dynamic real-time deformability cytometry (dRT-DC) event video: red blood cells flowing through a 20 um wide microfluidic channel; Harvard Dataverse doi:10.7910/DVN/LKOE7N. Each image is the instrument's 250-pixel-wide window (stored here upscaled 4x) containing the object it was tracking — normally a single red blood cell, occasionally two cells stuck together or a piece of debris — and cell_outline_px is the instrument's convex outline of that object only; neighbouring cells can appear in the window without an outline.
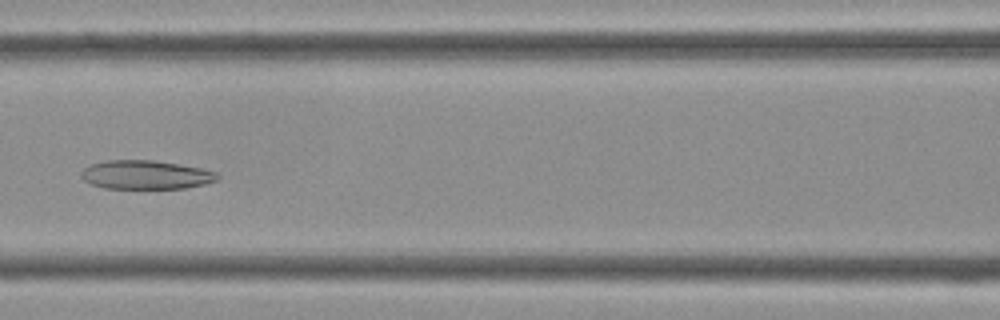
{"species": "Egyptian fruit bat (a non-hibernating species)", "species_latin": "Rousettus aegyptiacus", "temperature_condition": "cold", "stored_images_in_passage": 43, "camera_frame_rate_fps": 3000, "um_per_image_px": 0.085, "frame": {"image": 1, "passage_image": 19, "time_ms": 6.0, "image_size_px": [1000, 320], "cell_outline_px": [[220, 176], [216, 180], [204, 184], [184, 188], [104, 188], [92, 184], [84, 180], [80, 176], [80, 172], [84, 168], [92, 164], [108, 160], [152, 160], [200, 168], [216, 172]], "centroid_in_image_um": [12.36, 14.86], "position_along_channel_um": 154.2, "area_um2": 22.6}}
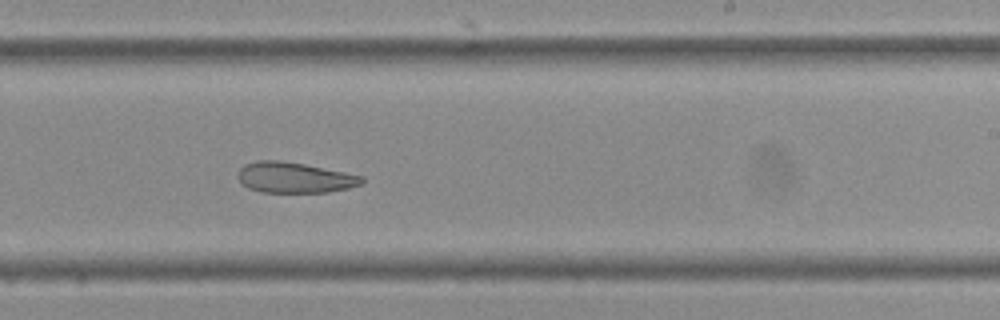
{"frame": {"image": 2, "passage_image": 26, "time_ms": 8.333, "image_size_px": [1000, 320], "cell_outline_px": [[364, 180], [360, 184], [348, 188], [328, 192], [260, 192], [248, 188], [236, 176], [236, 172], [244, 164], [256, 160], [280, 160], [304, 164], [364, 176]], "centroid_in_image_um": [24.99, 15.08], "position_along_channel_um": 264.0, "area_um2": 22.14}}
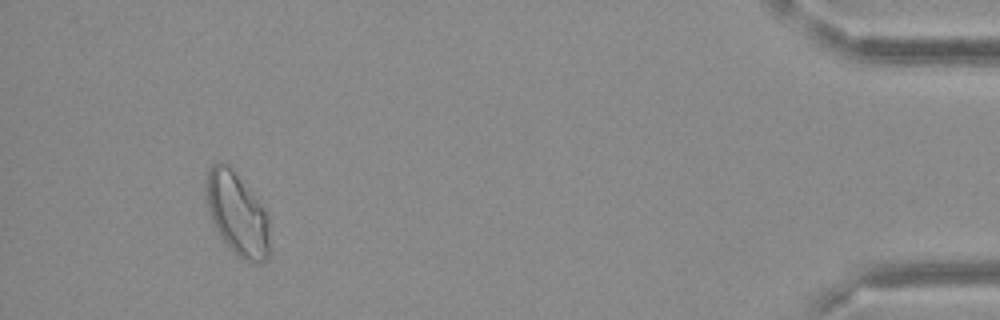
{"frame": {"image": 3, "passage_image": 40, "time_ms": 13.0, "image_size_px": [1000, 320], "cell_outline_px": [[268, 260], [264, 264], [256, 264], [244, 260], [224, 240], [216, 228], [212, 220], [204, 196], [208, 168], [212, 164], [228, 164], [264, 208], [268, 216]], "centroid_in_image_um": [20.16, 18.19], "position_along_channel_um": 415.0, "area_um2": 30.17}}